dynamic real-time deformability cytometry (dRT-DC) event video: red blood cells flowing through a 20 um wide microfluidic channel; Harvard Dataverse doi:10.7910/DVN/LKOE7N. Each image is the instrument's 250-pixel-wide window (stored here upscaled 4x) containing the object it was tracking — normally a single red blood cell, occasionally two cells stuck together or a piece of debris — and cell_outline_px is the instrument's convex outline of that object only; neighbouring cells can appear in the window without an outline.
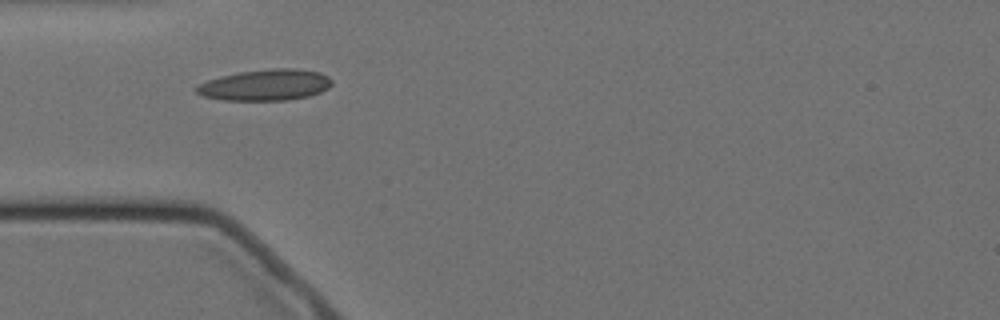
{"species": "Egyptian fruit bat (a non-hibernating species)", "species_latin": "Rousettus aegyptiacus", "temperature_condition": "cold", "stored_images_in_passage": 6, "camera_frame_rate_fps": 3000, "um_per_image_px": 0.085, "animal": {"sex": "female"}, "frame": {"image": 1, "passage_image": 5, "time_ms": 4.667, "image_size_px": [1000, 320], "cell_outline_px": [[332, 84], [328, 88], [320, 92], [308, 96], [284, 100], [224, 100], [204, 96], [196, 92], [196, 88], [200, 84], [208, 80], [220, 76], [240, 72], [272, 68], [296, 68], [320, 72], [328, 76], [332, 80]], "centroid_in_image_um": [22.59, 7.21], "position_along_channel_um": 62.4, "area_um2": 24.45}}
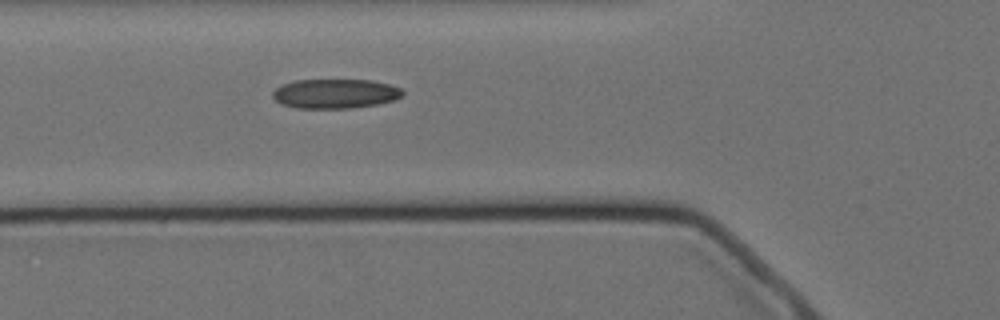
{"frame": {"image": 2, "passage_image": 6, "time_ms": 5.667, "image_size_px": [1000, 320], "cell_outline_px": [[404, 92], [400, 96], [392, 100], [376, 104], [352, 108], [296, 108], [284, 104], [276, 100], [272, 96], [272, 92], [276, 88], [284, 84], [296, 80], [372, 80], [388, 84], [400, 88]], "centroid_in_image_um": [28.48, 7.96], "position_along_channel_um": 97.3, "area_um2": 22.02}}